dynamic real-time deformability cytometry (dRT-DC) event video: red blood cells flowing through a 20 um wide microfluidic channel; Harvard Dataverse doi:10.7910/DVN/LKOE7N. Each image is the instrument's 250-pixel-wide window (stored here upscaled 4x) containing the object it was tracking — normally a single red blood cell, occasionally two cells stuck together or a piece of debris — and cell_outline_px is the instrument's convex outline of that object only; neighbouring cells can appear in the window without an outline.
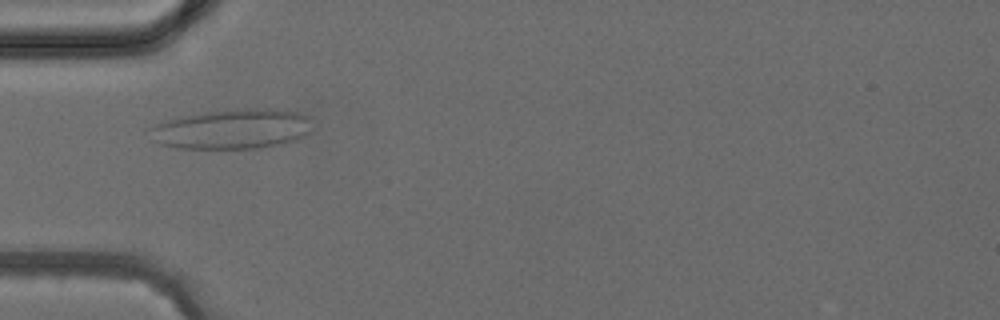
{"species": "common noctule bat (a hibernating species)", "species_latin": "Nyctalus noctula", "temperature_condition": "cold", "stored_images_in_passage": 5, "camera_frame_rate_fps": 3000, "um_per_image_px": 0.085, "animal": {"sex": "female", "body_mass_g": 24.6, "forearm_length_mm": 56.2}, "frame": {"image": 1, "passage_image": 5, "time_ms": 5.667, "image_size_px": [1000, 320], "cell_outline_px": [[312, 132], [296, 140], [284, 144], [256, 148], [176, 148], [160, 144], [144, 128], [164, 120], [176, 116], [204, 112], [240, 108], [272, 108], [300, 112], [312, 116]], "centroid_in_image_um": [19.77, 10.94], "position_along_channel_um": 65.2, "area_um2": 38.78}}